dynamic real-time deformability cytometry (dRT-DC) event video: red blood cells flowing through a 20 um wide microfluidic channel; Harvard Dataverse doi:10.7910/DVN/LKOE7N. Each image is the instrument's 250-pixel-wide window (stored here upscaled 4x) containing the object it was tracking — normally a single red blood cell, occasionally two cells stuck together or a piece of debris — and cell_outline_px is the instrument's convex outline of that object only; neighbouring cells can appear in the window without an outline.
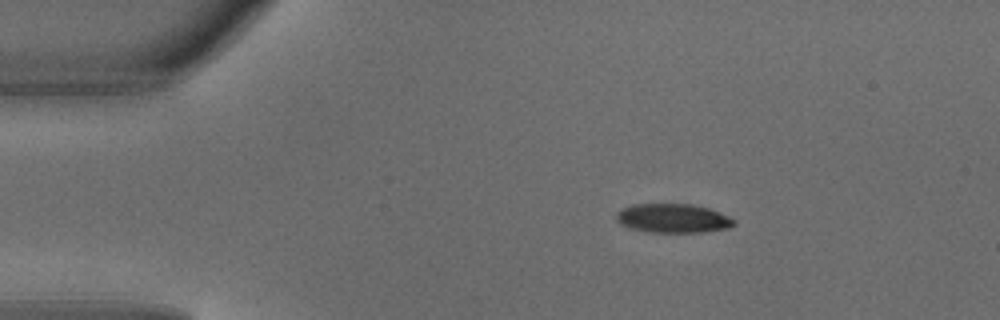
{"species": "common noctule bat (a hibernating species)", "species_latin": "Nyctalus noctula", "temperature_condition": "warm", "stored_images_in_passage": 4, "camera_frame_rate_fps": 3000, "um_per_image_px": 0.085, "animal": {"sex": "male", "body_mass_g": 18.8}, "frame": {"image": 1, "passage_image": 1, "time_ms": 0.0, "image_size_px": [1000, 320], "cell_outline_px": [[736, 224], [728, 228], [700, 232], [648, 232], [632, 228], [620, 224], [616, 220], [616, 212], [632, 204], [692, 204], [708, 208], [728, 216], [736, 220]], "centroid_in_image_um": [57.2, 18.55], "position_along_channel_um": 27.8, "area_um2": 19.83}}
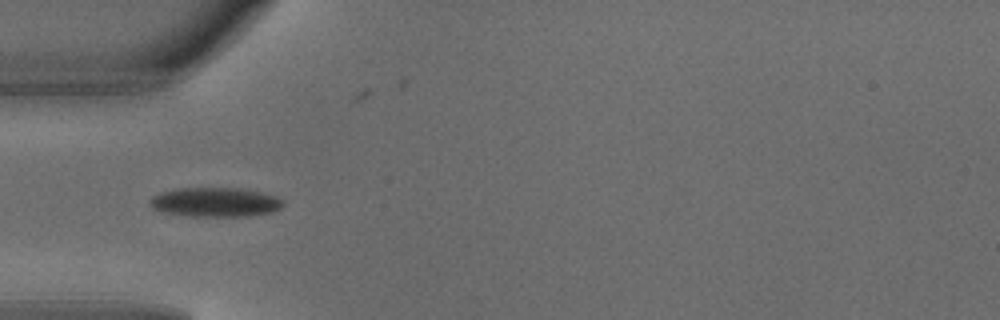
{"frame": {"image": 2, "passage_image": 3, "time_ms": 0.667, "image_size_px": [1000, 320], "cell_outline_px": [[284, 204], [280, 208], [272, 212], [248, 216], [192, 216], [164, 212], [152, 208], [148, 204], [148, 200], [152, 196], [160, 192], [176, 188], [240, 188], [260, 192], [276, 196], [284, 200]], "centroid_in_image_um": [18.28, 17.18], "position_along_channel_um": 66.7, "area_um2": 22.89}}
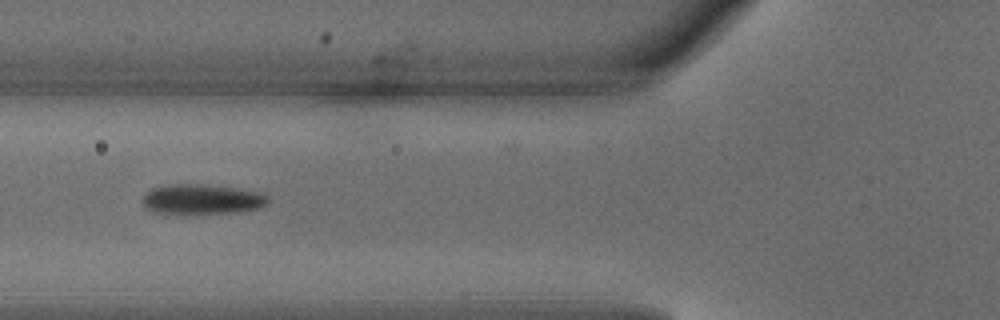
{"frame": {"image": 3, "passage_image": 4, "time_ms": 1.0, "image_size_px": [1000, 320], "cell_outline_px": [[268, 200], [264, 204], [256, 208], [240, 212], [188, 216], [152, 212], [140, 200], [152, 188], [168, 184], [200, 184], [236, 188], [256, 192], [268, 196]], "centroid_in_image_um": [17.09, 16.98], "position_along_channel_um": 108.7, "area_um2": 22.43}}